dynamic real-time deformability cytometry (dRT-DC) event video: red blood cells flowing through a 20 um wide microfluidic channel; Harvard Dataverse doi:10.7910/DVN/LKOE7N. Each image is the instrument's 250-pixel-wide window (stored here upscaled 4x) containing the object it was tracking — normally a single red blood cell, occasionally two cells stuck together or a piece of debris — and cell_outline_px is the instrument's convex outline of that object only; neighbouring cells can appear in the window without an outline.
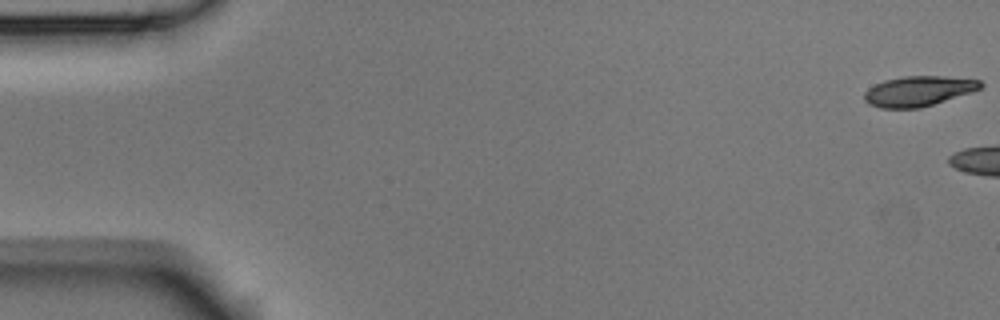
{"species": "Egyptian fruit bat (a non-hibernating species)", "species_latin": "Rousettus aegyptiacus", "temperature_condition": "room temperature", "stored_images_in_passage": 4, "camera_frame_rate_fps": 3000, "um_per_image_px": 0.085, "animal": {"sex": "male"}, "frame": {"image": 1, "passage_image": 1, "time_ms": 0.0, "image_size_px": [1000, 320], "cell_outline_px": [[984, 84], [980, 88], [972, 92], [920, 108], [880, 108], [868, 104], [864, 100], [864, 92], [868, 88], [884, 80], [904, 76], [944, 76], [980, 80]], "centroid_in_image_um": [78.05, 7.74], "position_along_channel_um": 7.0, "area_um2": 20.4}}